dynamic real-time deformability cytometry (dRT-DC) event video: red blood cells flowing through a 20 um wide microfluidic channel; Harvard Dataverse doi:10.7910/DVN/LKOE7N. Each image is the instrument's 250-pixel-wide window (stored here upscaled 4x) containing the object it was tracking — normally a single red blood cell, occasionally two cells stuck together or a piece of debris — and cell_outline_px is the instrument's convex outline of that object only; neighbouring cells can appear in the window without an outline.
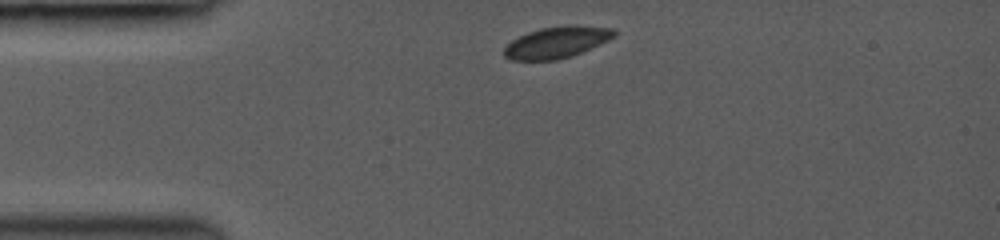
{"species": "common noctule bat (a hibernating species)", "species_latin": "Nyctalus noctula", "temperature_condition": "room temperature", "stored_images_in_passage": 11, "camera_frame_rate_fps": 3000, "um_per_image_px": 0.085, "animal": {"sex": "female", "body_mass_g": 19.0, "forearm_length_mm": 53.3}, "frame": {"image": 1, "passage_image": 1, "time_ms": 0.0, "image_size_px": [1000, 240], "cell_outline_px": [[616, 36], [600, 44], [572, 56], [556, 60], [512, 60], [504, 56], [504, 48], [512, 40], [528, 32], [540, 28], [612, 28], [616, 32]], "centroid_in_image_um": [47.26, 3.66], "position_along_channel_um": 37.7, "area_um2": 19.13}}
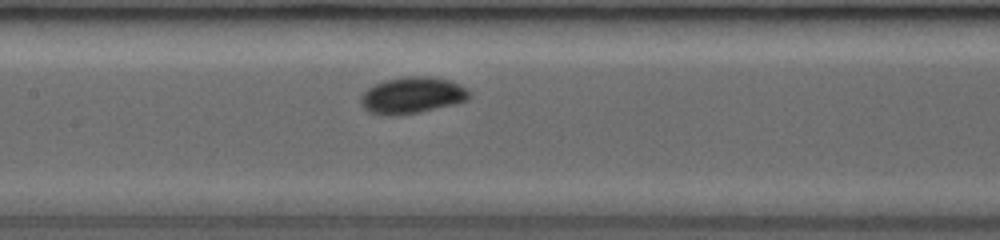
{"frame": {"image": 2, "passage_image": 7, "time_ms": 4.0, "image_size_px": [1000, 240], "cell_outline_px": [[472, 96], [468, 100], [452, 104], [416, 112], [396, 116], [384, 116], [368, 112], [360, 104], [360, 96], [368, 88], [384, 80], [404, 76], [432, 76], [448, 80], [460, 84], [468, 88]], "centroid_in_image_um": [35.02, 8.09], "position_along_channel_um": 172.4, "area_um2": 23.24}}
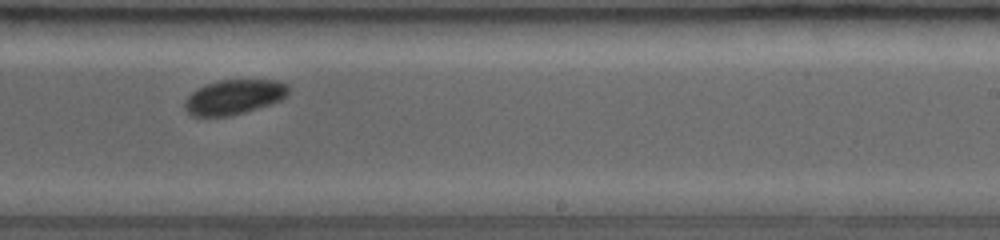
{"frame": {"image": 3, "passage_image": 10, "time_ms": 6.333, "image_size_px": [1000, 240], "cell_outline_px": [[292, 88], [288, 96], [280, 100], [244, 112], [228, 116], [192, 116], [184, 108], [184, 100], [196, 88], [220, 80], [280, 80], [288, 84]], "centroid_in_image_um": [19.92, 8.23], "position_along_channel_um": 269.1, "area_um2": 21.1}}